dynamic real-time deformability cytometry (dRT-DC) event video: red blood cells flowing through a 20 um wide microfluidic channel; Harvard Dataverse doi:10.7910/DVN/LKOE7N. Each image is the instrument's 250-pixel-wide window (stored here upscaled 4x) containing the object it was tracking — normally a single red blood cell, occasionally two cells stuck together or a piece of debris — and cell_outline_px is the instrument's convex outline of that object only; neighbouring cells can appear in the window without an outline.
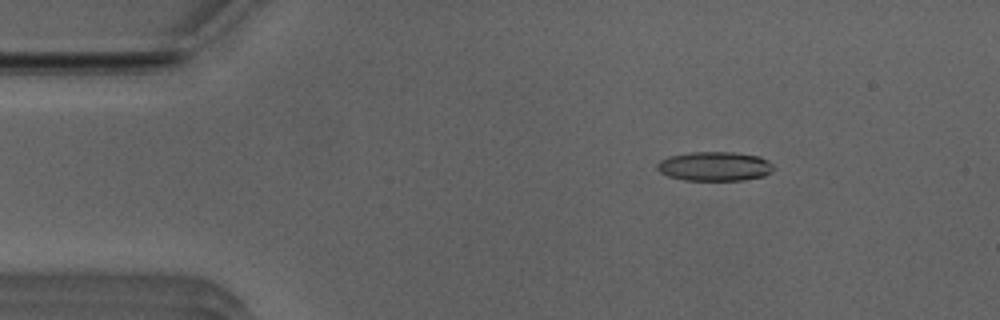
{"species": "Egyptian fruit bat (a non-hibernating species)", "species_latin": "Rousettus aegyptiacus", "temperature_condition": "room temperature", "stored_images_in_passage": 49, "camera_frame_rate_fps": 3000, "um_per_image_px": 0.085, "animal": {"sex": "male"}, "frame": {"image": 1, "passage_image": 5, "time_ms": 1.333, "image_size_px": [1000, 320], "cell_outline_px": [[772, 168], [764, 176], [740, 180], [684, 180], [668, 176], [660, 172], [656, 168], [656, 164], [660, 160], [668, 156], [692, 152], [732, 152], [760, 156], [772, 164]], "centroid_in_image_um": [60.68, 14.13], "position_along_channel_um": 24.3, "area_um2": 19.71}}
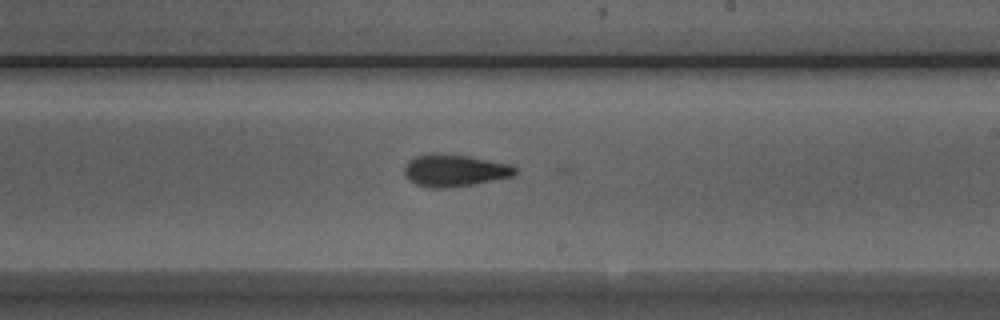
{"frame": {"image": 2, "passage_image": 27, "time_ms": 8.667, "image_size_px": [1000, 320], "cell_outline_px": [[516, 172], [512, 176], [472, 184], [448, 188], [432, 188], [416, 184], [408, 180], [404, 176], [404, 168], [408, 160], [416, 156], [432, 152], [436, 152], [468, 156], [512, 164], [516, 168]], "centroid_in_image_um": [38.59, 14.47], "position_along_channel_um": 250.4, "area_um2": 20.87}}
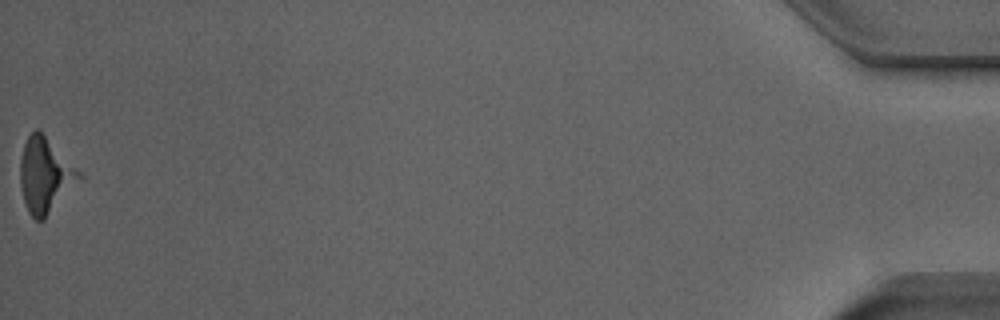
{"frame": {"image": 3, "passage_image": 49, "time_ms": 16.0, "image_size_px": [1000, 320], "cell_outline_px": [[84, 176], [44, 220], [36, 220], [28, 212], [24, 200], [20, 184], [20, 160], [24, 144], [28, 136], [36, 128]], "centroid_in_image_um": [3.82, 14.95], "position_along_channel_um": 431.4, "area_um2": 25.14}}